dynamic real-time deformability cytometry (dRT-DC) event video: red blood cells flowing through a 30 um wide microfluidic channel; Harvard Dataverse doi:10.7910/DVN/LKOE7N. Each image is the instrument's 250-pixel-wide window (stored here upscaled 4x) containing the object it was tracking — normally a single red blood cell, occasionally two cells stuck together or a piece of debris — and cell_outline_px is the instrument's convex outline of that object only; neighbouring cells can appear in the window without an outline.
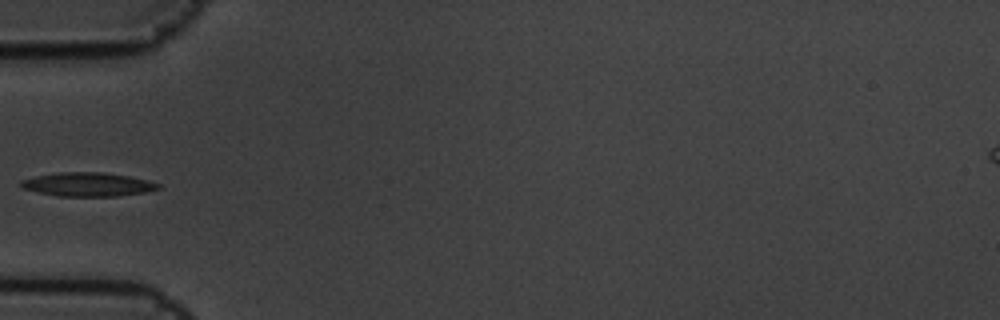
{"species": "common noctule bat (a hibernating species)", "species_latin": "Nyctalus noctula", "temperature_condition": "cold", "stored_images_in_passage": 5, "camera_frame_rate_fps": 3000, "um_per_image_px": 0.085, "animal": {"sex": "male", "body_mass_g": 19.5, "forearm_length_mm": 54.6}, "frame": {"image": 1, "passage_image": 5, "time_ms": 1.333, "image_size_px": [1000, 320], "cell_outline_px": [[160, 188], [144, 192], [116, 196], [56, 196], [24, 188], [20, 184], [20, 180], [36, 176], [56, 172], [104, 172], [128, 176], [148, 180], [160, 184]], "centroid_in_image_um": [7.46, 15.66], "position_along_channel_um": 77.5, "area_um2": 18.9}}